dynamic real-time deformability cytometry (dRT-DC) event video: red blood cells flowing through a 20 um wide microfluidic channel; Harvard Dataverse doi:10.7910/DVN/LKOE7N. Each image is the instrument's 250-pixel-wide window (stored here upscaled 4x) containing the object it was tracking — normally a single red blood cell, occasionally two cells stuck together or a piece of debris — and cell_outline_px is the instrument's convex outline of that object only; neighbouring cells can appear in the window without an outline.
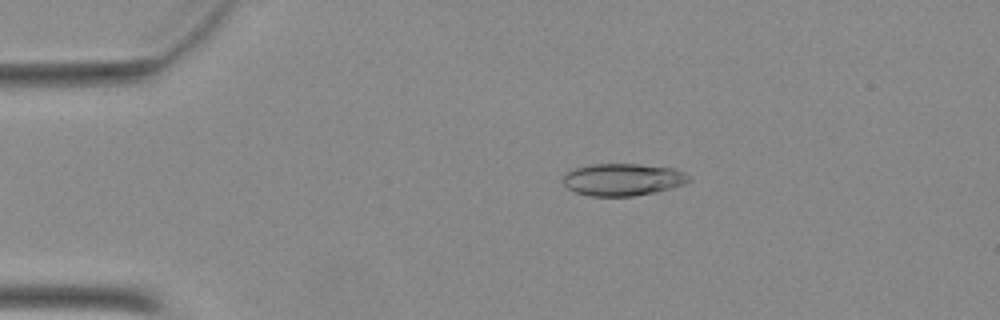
{"species": "Egyptian fruit bat (a non-hibernating species)", "species_latin": "Rousettus aegyptiacus", "temperature_condition": "warm", "stored_images_in_passage": 50, "camera_frame_rate_fps": 3000, "um_per_image_px": 0.085, "animal": {"sex": "female"}, "frame": {"image": 1, "passage_image": 10, "time_ms": 3.0, "image_size_px": [1000, 320], "cell_outline_px": [[692, 180], [684, 184], [656, 192], [632, 196], [588, 196], [576, 192], [568, 188], [564, 184], [564, 176], [568, 172], [576, 168], [592, 164], [640, 164], [672, 168], [684, 172]], "centroid_in_image_um": [52.96, 15.26], "position_along_channel_um": 32.0, "area_um2": 23.47}}
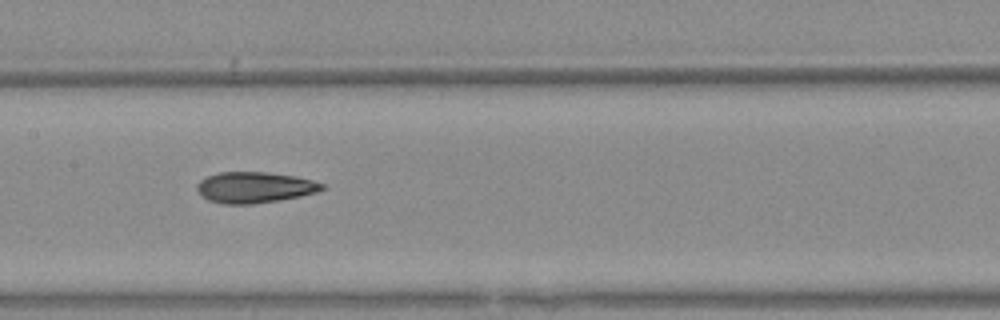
{"frame": {"image": 2, "passage_image": 25, "time_ms": 8.0, "image_size_px": [1000, 320], "cell_outline_px": [[324, 188], [316, 192], [300, 196], [280, 200], [252, 204], [224, 204], [208, 200], [200, 196], [196, 188], [196, 184], [200, 180], [208, 176], [220, 172], [264, 172], [296, 176], [312, 180], [324, 184]], "centroid_in_image_um": [21.6, 15.93], "position_along_channel_um": 185.8, "area_um2": 22.6}}
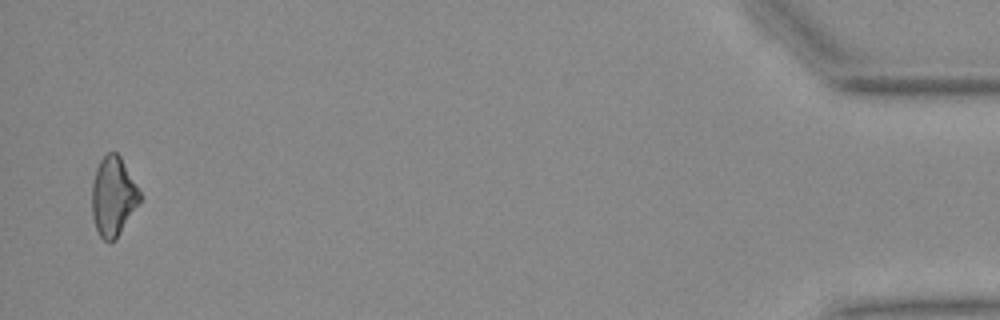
{"frame": {"image": 3, "passage_image": 49, "time_ms": 16.0, "image_size_px": [1000, 320], "cell_outline_px": [[140, 204], [116, 240], [104, 240], [100, 236], [96, 228], [92, 216], [92, 184], [96, 168], [100, 160], [108, 152], [116, 152], [120, 156], [136, 184], [140, 192]], "centroid_in_image_um": [9.63, 16.71], "position_along_channel_um": 425.6, "area_um2": 22.14}}